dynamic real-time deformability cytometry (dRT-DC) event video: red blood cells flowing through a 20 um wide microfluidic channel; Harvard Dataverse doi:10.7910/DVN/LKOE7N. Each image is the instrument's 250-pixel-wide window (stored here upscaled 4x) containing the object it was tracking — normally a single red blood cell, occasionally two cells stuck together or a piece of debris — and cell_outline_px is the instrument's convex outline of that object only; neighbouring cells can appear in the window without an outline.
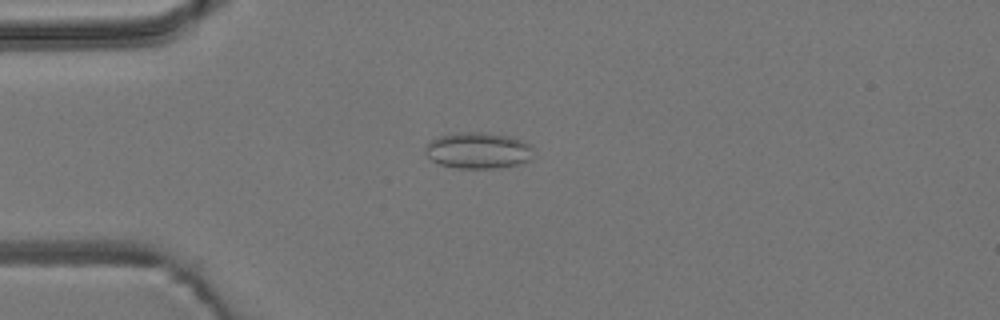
{"species": "common noctule bat (a hibernating species)", "species_latin": "Nyctalus noctula", "temperature_condition": "room temperature", "stored_images_in_passage": 48, "camera_frame_rate_fps": 3000, "um_per_image_px": 0.085, "animal": {"sex": "male", "body_mass_g": 19.2, "forearm_length_mm": 51.8}, "frame": {"image": 1, "passage_image": 9, "time_ms": 2.667, "image_size_px": [1000, 320], "cell_outline_px": [[532, 148], [528, 160], [516, 164], [496, 168], [456, 168], [440, 164], [432, 160], [424, 152], [424, 148], [432, 140], [440, 136], [460, 132], [484, 132], [512, 136], [528, 144]], "centroid_in_image_um": [40.6, 12.78], "position_along_channel_um": 44.4, "area_um2": 22.54}}
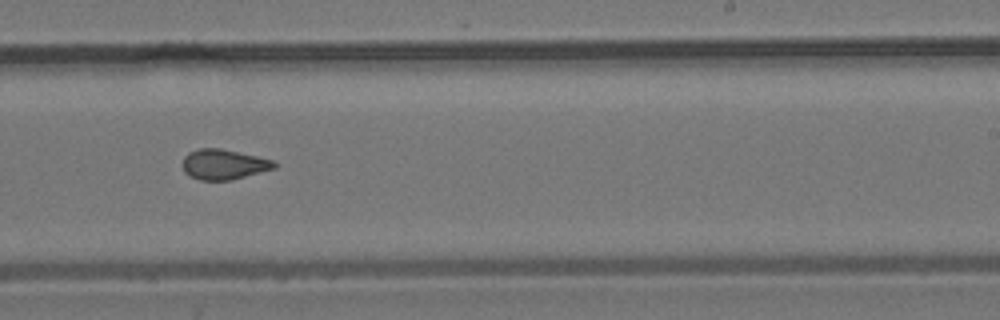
{"frame": {"image": 2, "passage_image": 28, "time_ms": 9.0, "image_size_px": [1000, 320], "cell_outline_px": [[276, 168], [232, 180], [200, 180], [188, 176], [184, 172], [184, 156], [188, 152], [200, 148], [220, 148], [256, 156], [272, 160], [276, 164]], "centroid_in_image_um": [19.0, 13.98], "position_along_channel_um": 270.0, "area_um2": 16.07}}
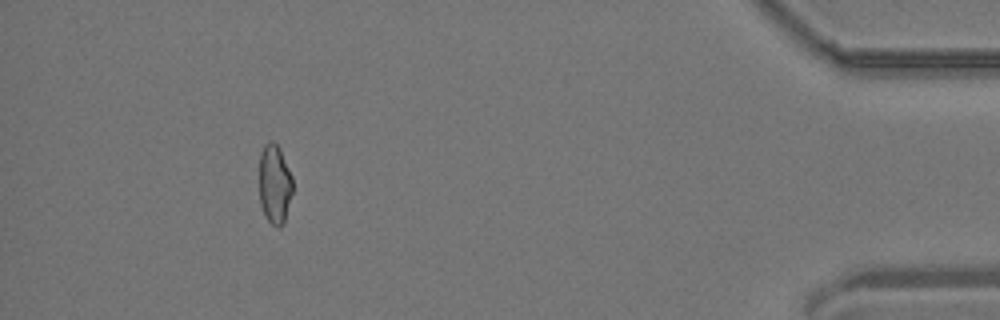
{"frame": {"image": 3, "passage_image": 44, "time_ms": 14.333, "image_size_px": [1000, 320], "cell_outline_px": [[292, 192], [284, 224], [280, 228], [276, 228], [264, 216], [260, 204], [260, 152], [264, 144], [268, 140], [272, 140], [280, 148], [292, 176]], "centroid_in_image_um": [23.34, 15.66], "position_along_channel_um": 411.9, "area_um2": 15.66}, "authors_computed_cell_mechanics": {"area_um2": 16.6175, "velocity_mm_per_s": 3.8593, "shape_relaxation_time_tau1_ms": null, "shape_relaxation_time_tau2_ms": 1.7817, "deformation_change_tau1": null, "deformation_change_tau2": 0.0803}}